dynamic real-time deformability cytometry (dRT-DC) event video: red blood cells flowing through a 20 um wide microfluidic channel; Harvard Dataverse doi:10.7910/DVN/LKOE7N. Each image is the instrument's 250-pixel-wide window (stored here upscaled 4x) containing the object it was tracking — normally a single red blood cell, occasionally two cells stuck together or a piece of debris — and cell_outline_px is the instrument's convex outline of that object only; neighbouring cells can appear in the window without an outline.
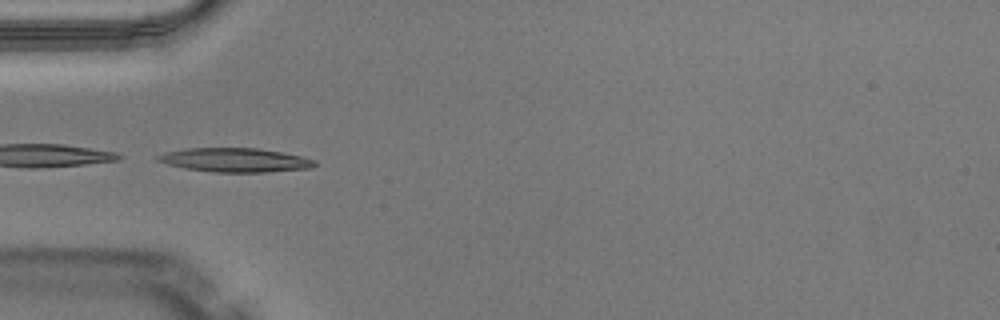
{"species": "Egyptian fruit bat (a non-hibernating species)", "species_latin": "Rousettus aegyptiacus", "temperature_condition": "warm", "stored_images_in_passage": 17, "camera_frame_rate_fps": 3000, "um_per_image_px": 0.085, "animal": {"sex": "male"}, "frame": {"image": 1, "passage_image": 1, "time_ms": 0.0, "image_size_px": [1000, 320], "cell_outline_px": [[316, 164], [312, 168], [268, 172], [212, 172], [184, 168], [168, 164], [156, 160], [156, 156], [164, 152], [184, 148], [256, 148], [280, 152], [300, 156], [316, 160]], "centroid_in_image_um": [19.95, 13.6], "position_along_channel_um": 65.0, "area_um2": 21.96}}